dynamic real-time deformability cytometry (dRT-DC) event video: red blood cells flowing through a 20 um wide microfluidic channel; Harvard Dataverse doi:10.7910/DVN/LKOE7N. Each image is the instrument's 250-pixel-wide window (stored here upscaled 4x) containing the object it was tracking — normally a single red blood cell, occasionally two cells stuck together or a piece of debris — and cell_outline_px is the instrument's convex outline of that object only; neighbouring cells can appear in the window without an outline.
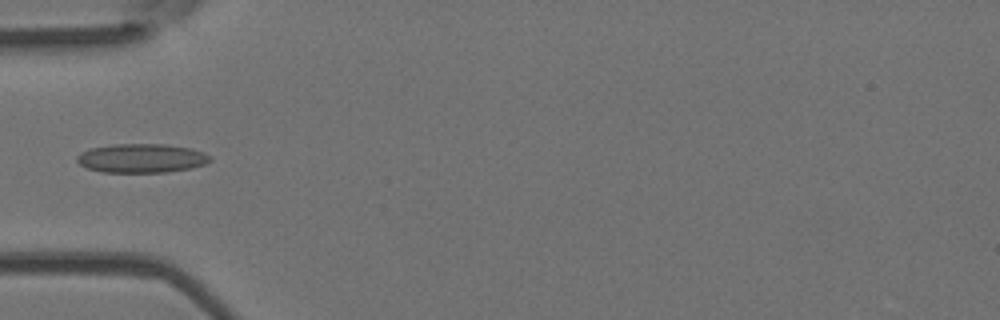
{"species": "Egyptian fruit bat (a non-hibernating species)", "species_latin": "Rousettus aegyptiacus", "temperature_condition": "room temperature", "stored_images_in_passage": 16, "camera_frame_rate_fps": 3000, "um_per_image_px": 0.085, "animal": {"sex": "female"}, "frame": {"image": 1, "passage_image": 1, "time_ms": 0.0, "image_size_px": [1000, 320], "cell_outline_px": [[212, 160], [204, 164], [192, 168], [168, 172], [104, 172], [88, 168], [80, 164], [76, 160], [76, 156], [80, 152], [92, 148], [112, 144], [164, 144], [192, 148], [204, 152], [212, 156]], "centroid_in_image_um": [12.07, 13.44], "position_along_channel_um": 72.9, "area_um2": 22.6}}
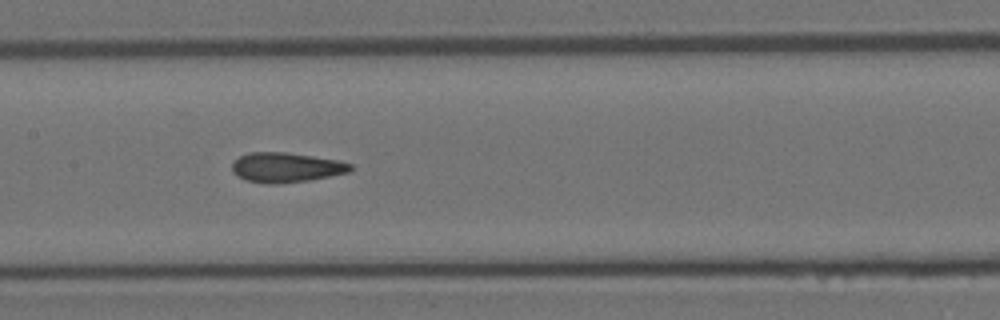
{"frame": {"image": 2, "passage_image": 9, "time_ms": 2.667, "image_size_px": [1000, 320], "cell_outline_px": [[352, 172], [308, 180], [276, 184], [264, 184], [244, 180], [232, 172], [232, 160], [248, 152], [284, 152], [340, 160], [352, 164]], "centroid_in_image_um": [24.3, 14.23], "position_along_channel_um": 183.1, "area_um2": 20.81}}
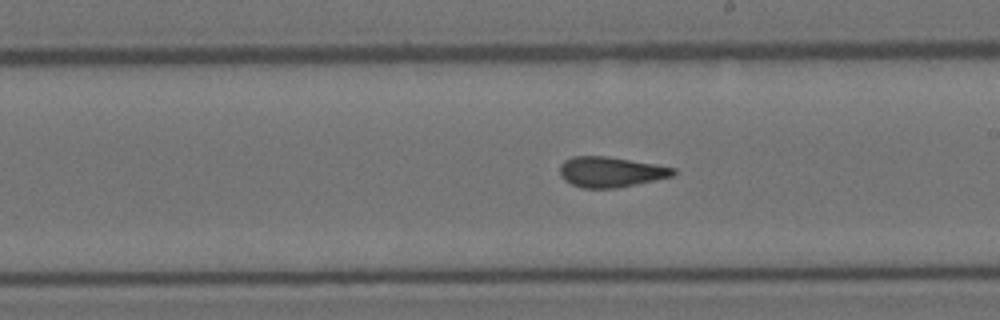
{"frame": {"image": 3, "passage_image": 13, "time_ms": 4.0, "image_size_px": [1000, 320], "cell_outline_px": [[676, 172], [672, 176], [636, 184], [616, 188], [584, 188], [572, 184], [564, 180], [560, 176], [560, 164], [564, 160], [572, 156], [608, 156], [656, 164], [676, 168]], "centroid_in_image_um": [51.89, 14.6], "position_along_channel_um": 237.1, "area_um2": 20.11}}